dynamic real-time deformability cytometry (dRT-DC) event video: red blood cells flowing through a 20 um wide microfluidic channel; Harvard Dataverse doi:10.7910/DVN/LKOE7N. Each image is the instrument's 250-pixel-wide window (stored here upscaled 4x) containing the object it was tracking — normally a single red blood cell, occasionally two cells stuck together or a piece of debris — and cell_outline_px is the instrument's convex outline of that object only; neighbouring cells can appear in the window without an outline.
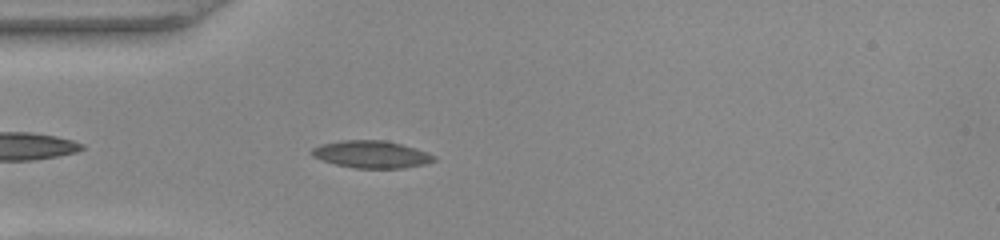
{"species": "common noctule bat (a hibernating species)", "species_latin": "Nyctalus noctula", "temperature_condition": "warm", "stored_images_in_passage": 11, "segment_of_instrument_passage": [1, 2], "camera_frame_rate_fps": 3000, "um_per_image_px": 0.085, "animal": {"sex": "female", "body_mass_g": 22.0, "forearm_length_mm": 56.7}, "frame": {"image": 1, "passage_image": 4, "time_ms": 1.0, "image_size_px": [1000, 240], "cell_outline_px": [[436, 160], [424, 164], [404, 168], [356, 168], [336, 164], [312, 156], [308, 152], [312, 148], [320, 144], [340, 140], [384, 140], [416, 148], [436, 156]], "centroid_in_image_um": [31.55, 13.11], "position_along_channel_um": 53.5, "area_um2": 19.42}}
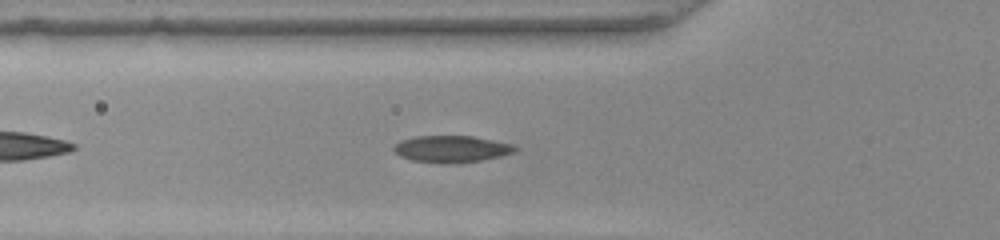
{"frame": {"image": 2, "passage_image": 7, "time_ms": 2.0, "image_size_px": [1000, 240], "cell_outline_px": [[516, 152], [500, 156], [480, 160], [456, 164], [448, 164], [412, 160], [400, 156], [392, 148], [400, 140], [416, 136], [472, 136], [512, 144], [516, 148]], "centroid_in_image_um": [38.36, 12.67], "position_along_channel_um": 87.4, "area_um2": 18.84}}
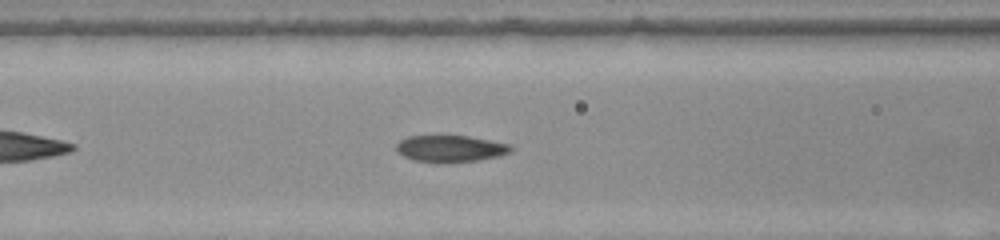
{"frame": {"image": 3, "passage_image": 10, "time_ms": 3.0, "image_size_px": [1000, 240], "cell_outline_px": [[512, 152], [500, 156], [480, 160], [444, 164], [440, 164], [412, 160], [396, 152], [396, 144], [400, 140], [408, 136], [468, 136], [512, 144]], "centroid_in_image_um": [38.29, 12.66], "position_along_channel_um": 128.3, "area_um2": 18.32}}